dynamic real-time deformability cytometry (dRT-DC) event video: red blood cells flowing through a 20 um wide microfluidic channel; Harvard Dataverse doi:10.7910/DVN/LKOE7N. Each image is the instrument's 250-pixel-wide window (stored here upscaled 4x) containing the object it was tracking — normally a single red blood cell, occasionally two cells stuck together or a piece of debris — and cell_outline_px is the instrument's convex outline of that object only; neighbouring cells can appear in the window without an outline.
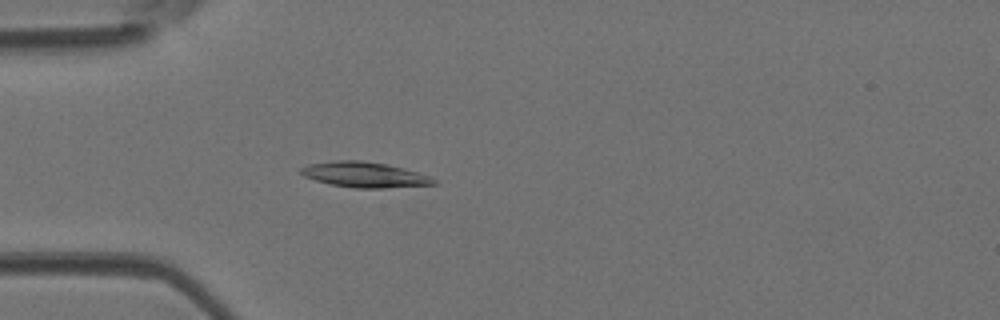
{"species": "Egyptian fruit bat (a non-hibernating species)", "species_latin": "Rousettus aegyptiacus", "temperature_condition": "room temperature", "stored_images_in_passage": 27, "camera_frame_rate_fps": 3000, "um_per_image_px": 0.085, "animal": {"sex": "female"}, "frame": {"image": 1, "passage_image": 4, "time_ms": 1.0, "image_size_px": [1000, 320], "cell_outline_px": [[440, 184], [384, 188], [352, 188], [332, 184], [316, 180], [304, 176], [300, 172], [300, 168], [308, 164], [336, 160], [360, 160], [384, 164], [416, 172], [428, 176], [436, 180]], "centroid_in_image_um": [30.97, 14.85], "position_along_channel_um": 54.0, "area_um2": 19.42}}
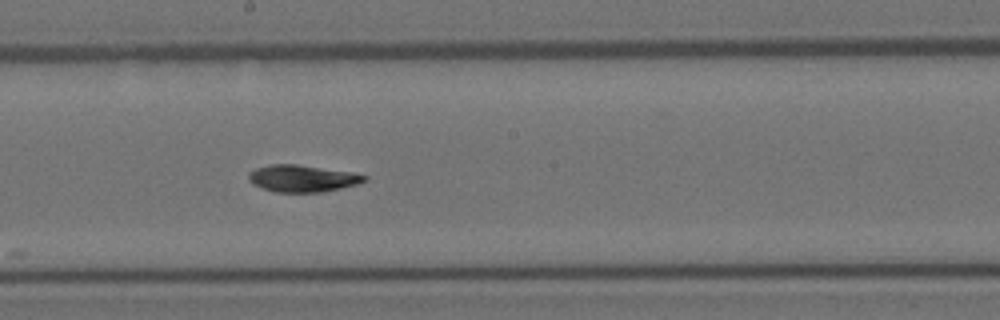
{"frame": {"image": 2, "passage_image": 16, "time_ms": 5.0, "image_size_px": [1000, 320], "cell_outline_px": [[368, 180], [356, 184], [340, 188], [320, 192], [272, 192], [252, 184], [248, 180], [248, 172], [256, 168], [272, 164], [296, 164], [352, 172], [368, 176]], "centroid_in_image_um": [25.67, 15.16], "position_along_channel_um": 222.5, "area_um2": 18.21}}
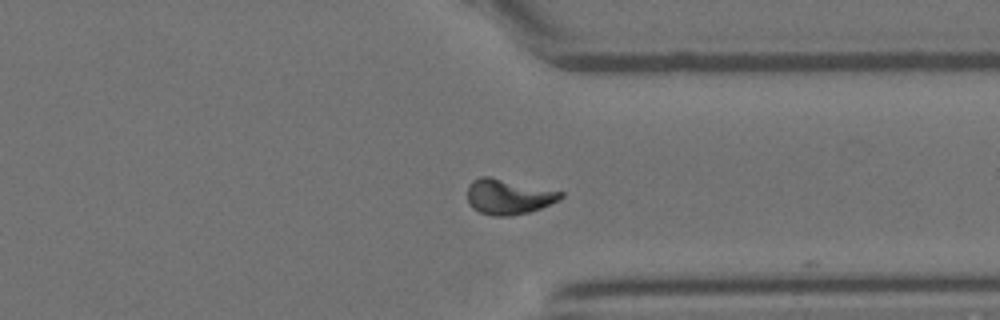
{"frame": {"image": 3, "passage_image": 26, "time_ms": 8.333, "image_size_px": [1000, 320], "cell_outline_px": [[564, 196], [560, 200], [540, 208], [528, 212], [508, 216], [492, 216], [480, 212], [472, 208], [468, 204], [468, 184], [472, 180], [480, 176], [488, 176], [564, 192]], "centroid_in_image_um": [43.2, 16.71], "position_along_channel_um": 368.2, "area_um2": 19.19}}